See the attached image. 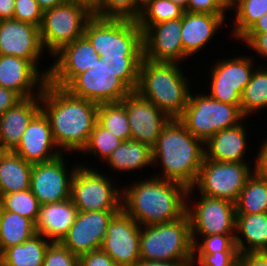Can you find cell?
I'll return each mask as SVG.
<instances>
[{"label": "cell", "instance_id": "obj_1", "mask_svg": "<svg viewBox=\"0 0 267 266\" xmlns=\"http://www.w3.org/2000/svg\"><path fill=\"white\" fill-rule=\"evenodd\" d=\"M84 36L117 77L135 91L143 59V31L137 21L92 16L85 25Z\"/></svg>", "mask_w": 267, "mask_h": 266}, {"label": "cell", "instance_id": "obj_2", "mask_svg": "<svg viewBox=\"0 0 267 266\" xmlns=\"http://www.w3.org/2000/svg\"><path fill=\"white\" fill-rule=\"evenodd\" d=\"M41 110L50 122L55 144L62 153L80 152L85 148L97 123L98 104L46 82L41 93Z\"/></svg>", "mask_w": 267, "mask_h": 266}, {"label": "cell", "instance_id": "obj_3", "mask_svg": "<svg viewBox=\"0 0 267 266\" xmlns=\"http://www.w3.org/2000/svg\"><path fill=\"white\" fill-rule=\"evenodd\" d=\"M160 175L122 188V209L140 226L172 222L186 214L188 188Z\"/></svg>", "mask_w": 267, "mask_h": 266}, {"label": "cell", "instance_id": "obj_4", "mask_svg": "<svg viewBox=\"0 0 267 266\" xmlns=\"http://www.w3.org/2000/svg\"><path fill=\"white\" fill-rule=\"evenodd\" d=\"M152 154L153 163L159 162L157 165L161 167L160 178L191 188L202 166L204 143L193 136L178 119H170L152 148Z\"/></svg>", "mask_w": 267, "mask_h": 266}, {"label": "cell", "instance_id": "obj_5", "mask_svg": "<svg viewBox=\"0 0 267 266\" xmlns=\"http://www.w3.org/2000/svg\"><path fill=\"white\" fill-rule=\"evenodd\" d=\"M189 81L177 62H153L143 58L136 92L170 119H178L187 106Z\"/></svg>", "mask_w": 267, "mask_h": 266}, {"label": "cell", "instance_id": "obj_6", "mask_svg": "<svg viewBox=\"0 0 267 266\" xmlns=\"http://www.w3.org/2000/svg\"><path fill=\"white\" fill-rule=\"evenodd\" d=\"M140 260L192 261L193 243L188 214L172 222L141 226Z\"/></svg>", "mask_w": 267, "mask_h": 266}, {"label": "cell", "instance_id": "obj_7", "mask_svg": "<svg viewBox=\"0 0 267 266\" xmlns=\"http://www.w3.org/2000/svg\"><path fill=\"white\" fill-rule=\"evenodd\" d=\"M191 92L187 106L178 120L196 138L205 143L218 131L238 125L246 119L241 105L214 100L209 95Z\"/></svg>", "mask_w": 267, "mask_h": 266}, {"label": "cell", "instance_id": "obj_8", "mask_svg": "<svg viewBox=\"0 0 267 266\" xmlns=\"http://www.w3.org/2000/svg\"><path fill=\"white\" fill-rule=\"evenodd\" d=\"M253 169L248 162H216L204 157L196 182L188 188L187 200L190 201L193 190L198 189L202 195L235 204L248 178L254 173Z\"/></svg>", "mask_w": 267, "mask_h": 266}, {"label": "cell", "instance_id": "obj_9", "mask_svg": "<svg viewBox=\"0 0 267 266\" xmlns=\"http://www.w3.org/2000/svg\"><path fill=\"white\" fill-rule=\"evenodd\" d=\"M113 184L98 170L78 164L71 180L70 198L80 212L121 210L122 189Z\"/></svg>", "mask_w": 267, "mask_h": 266}, {"label": "cell", "instance_id": "obj_10", "mask_svg": "<svg viewBox=\"0 0 267 266\" xmlns=\"http://www.w3.org/2000/svg\"><path fill=\"white\" fill-rule=\"evenodd\" d=\"M92 16L71 0L43 11L40 37L46 52L52 56L62 46L82 37L85 25Z\"/></svg>", "mask_w": 267, "mask_h": 266}, {"label": "cell", "instance_id": "obj_11", "mask_svg": "<svg viewBox=\"0 0 267 266\" xmlns=\"http://www.w3.org/2000/svg\"><path fill=\"white\" fill-rule=\"evenodd\" d=\"M65 89L73 96L98 105L120 102L132 92L101 57L90 69L78 74Z\"/></svg>", "mask_w": 267, "mask_h": 266}, {"label": "cell", "instance_id": "obj_12", "mask_svg": "<svg viewBox=\"0 0 267 266\" xmlns=\"http://www.w3.org/2000/svg\"><path fill=\"white\" fill-rule=\"evenodd\" d=\"M199 196V201L192 203H196V206L189 204L190 202L187 200L186 213L190 219L192 241H198L197 236L235 234V204L228 200L202 194Z\"/></svg>", "mask_w": 267, "mask_h": 266}, {"label": "cell", "instance_id": "obj_13", "mask_svg": "<svg viewBox=\"0 0 267 266\" xmlns=\"http://www.w3.org/2000/svg\"><path fill=\"white\" fill-rule=\"evenodd\" d=\"M253 60L245 55L221 59L210 67V92L214 100L240 105L241 94L250 82L254 71Z\"/></svg>", "mask_w": 267, "mask_h": 266}, {"label": "cell", "instance_id": "obj_14", "mask_svg": "<svg viewBox=\"0 0 267 266\" xmlns=\"http://www.w3.org/2000/svg\"><path fill=\"white\" fill-rule=\"evenodd\" d=\"M141 226L123 209L107 226L101 250L118 266H135L140 261Z\"/></svg>", "mask_w": 267, "mask_h": 266}, {"label": "cell", "instance_id": "obj_15", "mask_svg": "<svg viewBox=\"0 0 267 266\" xmlns=\"http://www.w3.org/2000/svg\"><path fill=\"white\" fill-rule=\"evenodd\" d=\"M66 165L64 154L48 162L33 164L30 190L41 205L70 198L71 180L78 165H72V170Z\"/></svg>", "mask_w": 267, "mask_h": 266}, {"label": "cell", "instance_id": "obj_16", "mask_svg": "<svg viewBox=\"0 0 267 266\" xmlns=\"http://www.w3.org/2000/svg\"><path fill=\"white\" fill-rule=\"evenodd\" d=\"M52 56L55 61L50 65L47 82L60 88H65L78 74L90 69L100 58L84 35L62 46Z\"/></svg>", "mask_w": 267, "mask_h": 266}, {"label": "cell", "instance_id": "obj_17", "mask_svg": "<svg viewBox=\"0 0 267 266\" xmlns=\"http://www.w3.org/2000/svg\"><path fill=\"white\" fill-rule=\"evenodd\" d=\"M118 211H78L75 222L60 243L78 257L101 249L107 226Z\"/></svg>", "mask_w": 267, "mask_h": 266}, {"label": "cell", "instance_id": "obj_18", "mask_svg": "<svg viewBox=\"0 0 267 266\" xmlns=\"http://www.w3.org/2000/svg\"><path fill=\"white\" fill-rule=\"evenodd\" d=\"M181 30L182 17L149 25L143 31V58L153 62L184 61L188 56L183 52Z\"/></svg>", "mask_w": 267, "mask_h": 266}, {"label": "cell", "instance_id": "obj_19", "mask_svg": "<svg viewBox=\"0 0 267 266\" xmlns=\"http://www.w3.org/2000/svg\"><path fill=\"white\" fill-rule=\"evenodd\" d=\"M122 102L128 116L131 139L153 148L170 118L136 91H132Z\"/></svg>", "mask_w": 267, "mask_h": 266}, {"label": "cell", "instance_id": "obj_20", "mask_svg": "<svg viewBox=\"0 0 267 266\" xmlns=\"http://www.w3.org/2000/svg\"><path fill=\"white\" fill-rule=\"evenodd\" d=\"M44 50L38 26L16 19L0 20V55L30 60L39 69Z\"/></svg>", "mask_w": 267, "mask_h": 266}, {"label": "cell", "instance_id": "obj_21", "mask_svg": "<svg viewBox=\"0 0 267 266\" xmlns=\"http://www.w3.org/2000/svg\"><path fill=\"white\" fill-rule=\"evenodd\" d=\"M39 70L30 60L0 55V86L13 90L21 98L41 95L50 68L42 72ZM34 88H37V92Z\"/></svg>", "mask_w": 267, "mask_h": 266}, {"label": "cell", "instance_id": "obj_22", "mask_svg": "<svg viewBox=\"0 0 267 266\" xmlns=\"http://www.w3.org/2000/svg\"><path fill=\"white\" fill-rule=\"evenodd\" d=\"M13 152L31 164L48 162L62 155L55 144L50 122L42 110L29 122Z\"/></svg>", "mask_w": 267, "mask_h": 266}, {"label": "cell", "instance_id": "obj_23", "mask_svg": "<svg viewBox=\"0 0 267 266\" xmlns=\"http://www.w3.org/2000/svg\"><path fill=\"white\" fill-rule=\"evenodd\" d=\"M41 95L22 98L0 115V145L13 151L19 144L29 122L41 110Z\"/></svg>", "mask_w": 267, "mask_h": 266}, {"label": "cell", "instance_id": "obj_24", "mask_svg": "<svg viewBox=\"0 0 267 266\" xmlns=\"http://www.w3.org/2000/svg\"><path fill=\"white\" fill-rule=\"evenodd\" d=\"M227 16L225 14L191 13L185 11L182 16L181 40L183 52L188 56L194 55L208 44L222 29Z\"/></svg>", "mask_w": 267, "mask_h": 266}, {"label": "cell", "instance_id": "obj_25", "mask_svg": "<svg viewBox=\"0 0 267 266\" xmlns=\"http://www.w3.org/2000/svg\"><path fill=\"white\" fill-rule=\"evenodd\" d=\"M78 209L71 198L61 202L40 205L35 222L36 234L49 242H61L75 222Z\"/></svg>", "mask_w": 267, "mask_h": 266}, {"label": "cell", "instance_id": "obj_26", "mask_svg": "<svg viewBox=\"0 0 267 266\" xmlns=\"http://www.w3.org/2000/svg\"><path fill=\"white\" fill-rule=\"evenodd\" d=\"M246 126L241 122L218 131L204 143V157L216 162H247Z\"/></svg>", "mask_w": 267, "mask_h": 266}, {"label": "cell", "instance_id": "obj_27", "mask_svg": "<svg viewBox=\"0 0 267 266\" xmlns=\"http://www.w3.org/2000/svg\"><path fill=\"white\" fill-rule=\"evenodd\" d=\"M239 234L245 239L239 237ZM235 245L240 254L265 251L267 248V213L236 214Z\"/></svg>", "mask_w": 267, "mask_h": 266}, {"label": "cell", "instance_id": "obj_28", "mask_svg": "<svg viewBox=\"0 0 267 266\" xmlns=\"http://www.w3.org/2000/svg\"><path fill=\"white\" fill-rule=\"evenodd\" d=\"M32 167L13 151H5L0 156V197L30 189Z\"/></svg>", "mask_w": 267, "mask_h": 266}, {"label": "cell", "instance_id": "obj_29", "mask_svg": "<svg viewBox=\"0 0 267 266\" xmlns=\"http://www.w3.org/2000/svg\"><path fill=\"white\" fill-rule=\"evenodd\" d=\"M118 172L142 170L153 164L152 148L136 140L123 141L106 160Z\"/></svg>", "mask_w": 267, "mask_h": 266}, {"label": "cell", "instance_id": "obj_30", "mask_svg": "<svg viewBox=\"0 0 267 266\" xmlns=\"http://www.w3.org/2000/svg\"><path fill=\"white\" fill-rule=\"evenodd\" d=\"M36 234L35 223L19 214L0 207V248L22 244Z\"/></svg>", "mask_w": 267, "mask_h": 266}, {"label": "cell", "instance_id": "obj_31", "mask_svg": "<svg viewBox=\"0 0 267 266\" xmlns=\"http://www.w3.org/2000/svg\"><path fill=\"white\" fill-rule=\"evenodd\" d=\"M236 214L267 213V177L254 173L235 203Z\"/></svg>", "mask_w": 267, "mask_h": 266}, {"label": "cell", "instance_id": "obj_32", "mask_svg": "<svg viewBox=\"0 0 267 266\" xmlns=\"http://www.w3.org/2000/svg\"><path fill=\"white\" fill-rule=\"evenodd\" d=\"M48 242L42 235L35 234L22 244L4 250L6 266H43Z\"/></svg>", "mask_w": 267, "mask_h": 266}, {"label": "cell", "instance_id": "obj_33", "mask_svg": "<svg viewBox=\"0 0 267 266\" xmlns=\"http://www.w3.org/2000/svg\"><path fill=\"white\" fill-rule=\"evenodd\" d=\"M267 65L254 69L250 82L241 94V111L245 117L267 108Z\"/></svg>", "mask_w": 267, "mask_h": 266}, {"label": "cell", "instance_id": "obj_34", "mask_svg": "<svg viewBox=\"0 0 267 266\" xmlns=\"http://www.w3.org/2000/svg\"><path fill=\"white\" fill-rule=\"evenodd\" d=\"M97 122L123 141L131 139V129L122 101L98 105Z\"/></svg>", "mask_w": 267, "mask_h": 266}, {"label": "cell", "instance_id": "obj_35", "mask_svg": "<svg viewBox=\"0 0 267 266\" xmlns=\"http://www.w3.org/2000/svg\"><path fill=\"white\" fill-rule=\"evenodd\" d=\"M230 9H234V39H239L260 17L267 13V0H233Z\"/></svg>", "mask_w": 267, "mask_h": 266}, {"label": "cell", "instance_id": "obj_36", "mask_svg": "<svg viewBox=\"0 0 267 266\" xmlns=\"http://www.w3.org/2000/svg\"><path fill=\"white\" fill-rule=\"evenodd\" d=\"M184 12L183 7L170 0H148L142 5L136 21L144 31L149 25L180 18Z\"/></svg>", "mask_w": 267, "mask_h": 266}, {"label": "cell", "instance_id": "obj_37", "mask_svg": "<svg viewBox=\"0 0 267 266\" xmlns=\"http://www.w3.org/2000/svg\"><path fill=\"white\" fill-rule=\"evenodd\" d=\"M40 203L30 189L2 195L0 207L31 219L34 223L37 220L40 210Z\"/></svg>", "mask_w": 267, "mask_h": 266}, {"label": "cell", "instance_id": "obj_38", "mask_svg": "<svg viewBox=\"0 0 267 266\" xmlns=\"http://www.w3.org/2000/svg\"><path fill=\"white\" fill-rule=\"evenodd\" d=\"M123 143V140L111 134L110 131L103 128L98 122L90 134L89 141L81 151L84 154H92L94 157H101L106 161L111 153ZM94 154V155H93Z\"/></svg>", "mask_w": 267, "mask_h": 266}, {"label": "cell", "instance_id": "obj_39", "mask_svg": "<svg viewBox=\"0 0 267 266\" xmlns=\"http://www.w3.org/2000/svg\"><path fill=\"white\" fill-rule=\"evenodd\" d=\"M141 9L139 0H103L101 8L93 16L137 20Z\"/></svg>", "mask_w": 267, "mask_h": 266}, {"label": "cell", "instance_id": "obj_40", "mask_svg": "<svg viewBox=\"0 0 267 266\" xmlns=\"http://www.w3.org/2000/svg\"><path fill=\"white\" fill-rule=\"evenodd\" d=\"M201 237V243L192 241L193 253L239 252L235 245V234H214Z\"/></svg>", "mask_w": 267, "mask_h": 266}, {"label": "cell", "instance_id": "obj_41", "mask_svg": "<svg viewBox=\"0 0 267 266\" xmlns=\"http://www.w3.org/2000/svg\"><path fill=\"white\" fill-rule=\"evenodd\" d=\"M43 266H79V257L60 242H51L46 249Z\"/></svg>", "mask_w": 267, "mask_h": 266}, {"label": "cell", "instance_id": "obj_42", "mask_svg": "<svg viewBox=\"0 0 267 266\" xmlns=\"http://www.w3.org/2000/svg\"><path fill=\"white\" fill-rule=\"evenodd\" d=\"M13 19L33 24L40 28L43 10L36 0H15Z\"/></svg>", "mask_w": 267, "mask_h": 266}, {"label": "cell", "instance_id": "obj_43", "mask_svg": "<svg viewBox=\"0 0 267 266\" xmlns=\"http://www.w3.org/2000/svg\"><path fill=\"white\" fill-rule=\"evenodd\" d=\"M239 256V252L193 253L192 261L199 266H238Z\"/></svg>", "mask_w": 267, "mask_h": 266}, {"label": "cell", "instance_id": "obj_44", "mask_svg": "<svg viewBox=\"0 0 267 266\" xmlns=\"http://www.w3.org/2000/svg\"><path fill=\"white\" fill-rule=\"evenodd\" d=\"M230 9L227 0H189L185 11L191 13L226 14Z\"/></svg>", "mask_w": 267, "mask_h": 266}, {"label": "cell", "instance_id": "obj_45", "mask_svg": "<svg viewBox=\"0 0 267 266\" xmlns=\"http://www.w3.org/2000/svg\"><path fill=\"white\" fill-rule=\"evenodd\" d=\"M238 40L250 47L255 53L267 60V32L260 34H243Z\"/></svg>", "mask_w": 267, "mask_h": 266}, {"label": "cell", "instance_id": "obj_46", "mask_svg": "<svg viewBox=\"0 0 267 266\" xmlns=\"http://www.w3.org/2000/svg\"><path fill=\"white\" fill-rule=\"evenodd\" d=\"M79 266H118L101 249L91 251L79 257Z\"/></svg>", "mask_w": 267, "mask_h": 266}, {"label": "cell", "instance_id": "obj_47", "mask_svg": "<svg viewBox=\"0 0 267 266\" xmlns=\"http://www.w3.org/2000/svg\"><path fill=\"white\" fill-rule=\"evenodd\" d=\"M238 266H267V254L264 251L240 254Z\"/></svg>", "mask_w": 267, "mask_h": 266}, {"label": "cell", "instance_id": "obj_48", "mask_svg": "<svg viewBox=\"0 0 267 266\" xmlns=\"http://www.w3.org/2000/svg\"><path fill=\"white\" fill-rule=\"evenodd\" d=\"M22 98L13 90L0 86V115L14 106Z\"/></svg>", "mask_w": 267, "mask_h": 266}, {"label": "cell", "instance_id": "obj_49", "mask_svg": "<svg viewBox=\"0 0 267 266\" xmlns=\"http://www.w3.org/2000/svg\"><path fill=\"white\" fill-rule=\"evenodd\" d=\"M256 161L254 162V170L257 174L267 177V138L261 144L257 153Z\"/></svg>", "mask_w": 267, "mask_h": 266}, {"label": "cell", "instance_id": "obj_50", "mask_svg": "<svg viewBox=\"0 0 267 266\" xmlns=\"http://www.w3.org/2000/svg\"><path fill=\"white\" fill-rule=\"evenodd\" d=\"M15 0H0V20L13 19Z\"/></svg>", "mask_w": 267, "mask_h": 266}, {"label": "cell", "instance_id": "obj_51", "mask_svg": "<svg viewBox=\"0 0 267 266\" xmlns=\"http://www.w3.org/2000/svg\"><path fill=\"white\" fill-rule=\"evenodd\" d=\"M192 261H144L140 260L135 266H189Z\"/></svg>", "mask_w": 267, "mask_h": 266}, {"label": "cell", "instance_id": "obj_52", "mask_svg": "<svg viewBox=\"0 0 267 266\" xmlns=\"http://www.w3.org/2000/svg\"><path fill=\"white\" fill-rule=\"evenodd\" d=\"M267 32V13L260 17L244 34H260Z\"/></svg>", "mask_w": 267, "mask_h": 266}, {"label": "cell", "instance_id": "obj_53", "mask_svg": "<svg viewBox=\"0 0 267 266\" xmlns=\"http://www.w3.org/2000/svg\"><path fill=\"white\" fill-rule=\"evenodd\" d=\"M84 7L91 15H94L102 5L103 0H71Z\"/></svg>", "mask_w": 267, "mask_h": 266}, {"label": "cell", "instance_id": "obj_54", "mask_svg": "<svg viewBox=\"0 0 267 266\" xmlns=\"http://www.w3.org/2000/svg\"><path fill=\"white\" fill-rule=\"evenodd\" d=\"M39 4L40 8L45 11L47 9H51L53 7H56L58 5H61L68 0H36Z\"/></svg>", "mask_w": 267, "mask_h": 266}, {"label": "cell", "instance_id": "obj_55", "mask_svg": "<svg viewBox=\"0 0 267 266\" xmlns=\"http://www.w3.org/2000/svg\"><path fill=\"white\" fill-rule=\"evenodd\" d=\"M170 1H172L175 4L180 5L185 10L187 9V5H188V2H189V0H170Z\"/></svg>", "mask_w": 267, "mask_h": 266}, {"label": "cell", "instance_id": "obj_56", "mask_svg": "<svg viewBox=\"0 0 267 266\" xmlns=\"http://www.w3.org/2000/svg\"><path fill=\"white\" fill-rule=\"evenodd\" d=\"M0 266H6L5 253L1 248H0Z\"/></svg>", "mask_w": 267, "mask_h": 266}, {"label": "cell", "instance_id": "obj_57", "mask_svg": "<svg viewBox=\"0 0 267 266\" xmlns=\"http://www.w3.org/2000/svg\"><path fill=\"white\" fill-rule=\"evenodd\" d=\"M5 152V150L3 149V147L0 145V156Z\"/></svg>", "mask_w": 267, "mask_h": 266}, {"label": "cell", "instance_id": "obj_58", "mask_svg": "<svg viewBox=\"0 0 267 266\" xmlns=\"http://www.w3.org/2000/svg\"><path fill=\"white\" fill-rule=\"evenodd\" d=\"M148 0H139L140 4L143 5L144 3H146Z\"/></svg>", "mask_w": 267, "mask_h": 266}, {"label": "cell", "instance_id": "obj_59", "mask_svg": "<svg viewBox=\"0 0 267 266\" xmlns=\"http://www.w3.org/2000/svg\"><path fill=\"white\" fill-rule=\"evenodd\" d=\"M196 265L193 261L189 264V266H194Z\"/></svg>", "mask_w": 267, "mask_h": 266}]
</instances>
